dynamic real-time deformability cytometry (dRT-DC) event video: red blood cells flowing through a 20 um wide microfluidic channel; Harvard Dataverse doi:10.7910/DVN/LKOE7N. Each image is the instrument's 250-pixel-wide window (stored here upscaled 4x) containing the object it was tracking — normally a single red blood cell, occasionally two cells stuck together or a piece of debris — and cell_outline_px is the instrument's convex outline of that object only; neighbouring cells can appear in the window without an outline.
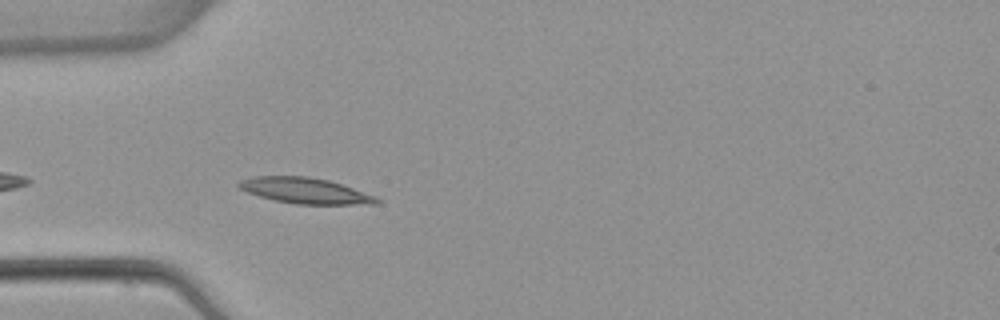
{"species": "common noctule bat (a hibernating species)", "species_latin": "Nyctalus noctula", "temperature_condition": "warm", "stored_images_in_passage": 4, "camera_frame_rate_fps": 3000, "um_per_image_px": 0.085, "animal": {"sex": "female", "body_mass_g": 22.7, "forearm_length_mm": 54.2}, "frame": {"image": 1, "passage_image": 4, "time_ms": 3.667, "image_size_px": [1000, 320], "cell_outline_px": [[384, 200], [380, 204], [296, 204], [276, 200], [260, 196], [248, 192], [240, 188], [236, 184], [240, 180], [252, 176], [308, 176], [328, 180], [376, 196]], "centroid_in_image_um": [25.97, 16.2], "position_along_channel_um": 59.0, "area_um2": 20.63}}